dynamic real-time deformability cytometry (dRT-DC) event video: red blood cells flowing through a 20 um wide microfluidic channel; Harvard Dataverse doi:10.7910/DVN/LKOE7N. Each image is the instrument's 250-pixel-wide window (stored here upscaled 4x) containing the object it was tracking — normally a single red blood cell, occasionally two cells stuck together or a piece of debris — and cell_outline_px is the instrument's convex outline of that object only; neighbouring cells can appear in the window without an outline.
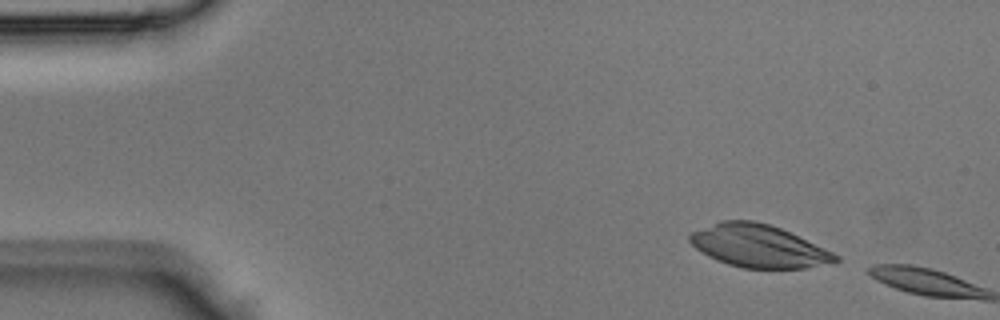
{"species": "Egyptian fruit bat (a non-hibernating species)", "species_latin": "Rousettus aegyptiacus", "temperature_condition": "room temperature", "stored_images_in_passage": 2, "camera_frame_rate_fps": 3000, "um_per_image_px": 0.085, "animal": {"sex": "male"}, "frame": {"image": 1, "passage_image": 1, "time_ms": 0.0, "image_size_px": [1000, 320], "cell_outline_px": [[840, 260], [804, 268], [744, 268], [728, 264], [716, 260], [708, 256], [696, 248], [688, 240], [688, 236], [692, 232], [724, 220], [752, 220], [768, 224], [780, 228], [832, 252], [840, 256]], "centroid_in_image_um": [64.45, 20.91], "position_along_channel_um": 20.6, "area_um2": 35.55}}